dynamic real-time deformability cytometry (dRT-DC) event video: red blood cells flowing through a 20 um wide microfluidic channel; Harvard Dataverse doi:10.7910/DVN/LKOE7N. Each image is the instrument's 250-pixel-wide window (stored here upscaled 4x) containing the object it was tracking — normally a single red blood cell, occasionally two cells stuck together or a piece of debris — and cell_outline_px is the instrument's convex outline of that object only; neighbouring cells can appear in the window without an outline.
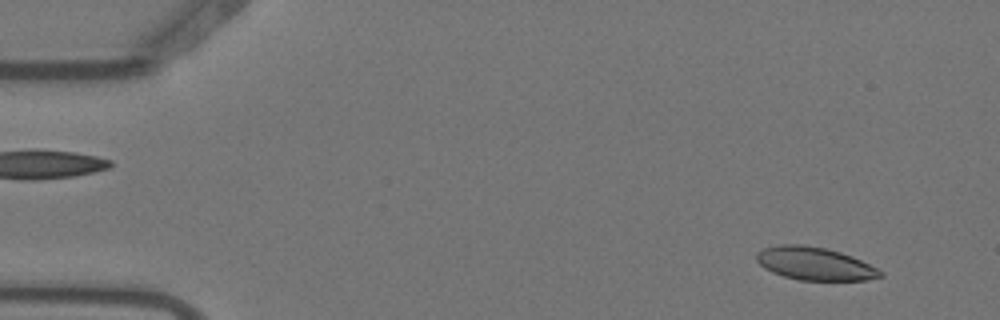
{"species": "Egyptian fruit bat (a non-hibernating species)", "species_latin": "Rousettus aegyptiacus", "temperature_condition": "warm", "stored_images_in_passage": 4, "camera_frame_rate_fps": 3000, "um_per_image_px": 0.085, "animal": {"sex": "female"}, "frame": {"image": 1, "passage_image": 1, "time_ms": 0.0, "image_size_px": [1000, 320], "cell_outline_px": [[884, 276], [864, 280], [800, 280], [784, 276], [772, 272], [764, 268], [756, 260], [756, 252], [764, 248], [780, 244], [804, 244], [824, 248], [840, 252], [852, 256], [884, 272]], "centroid_in_image_um": [69.23, 22.4], "position_along_channel_um": 15.8, "area_um2": 23.7}}